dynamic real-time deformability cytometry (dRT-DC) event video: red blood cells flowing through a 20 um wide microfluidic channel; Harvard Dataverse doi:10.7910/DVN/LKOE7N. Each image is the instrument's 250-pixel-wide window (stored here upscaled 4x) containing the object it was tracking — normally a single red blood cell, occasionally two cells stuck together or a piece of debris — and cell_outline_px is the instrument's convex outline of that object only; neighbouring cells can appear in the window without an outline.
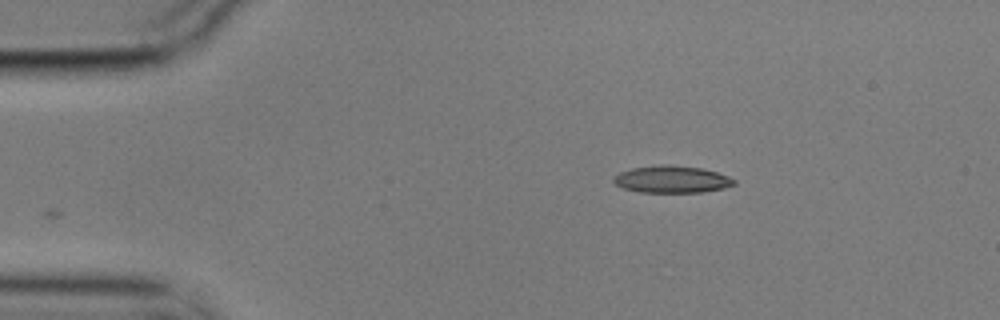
{"species": "common noctule bat (a hibernating species)", "species_latin": "Nyctalus noctula", "temperature_condition": "cold", "stored_images_in_passage": 36, "camera_frame_rate_fps": 3000, "um_per_image_px": 0.085, "animal": {"sex": "male", "body_mass_g": 17.9}, "frame": {"image": 1, "passage_image": 1, "time_ms": 0.0, "image_size_px": [1000, 320], "cell_outline_px": [[736, 184], [724, 188], [704, 192], [640, 192], [624, 188], [616, 184], [612, 180], [612, 176], [620, 172], [632, 168], [660, 164], [700, 168], [716, 172], [728, 176], [736, 180]], "centroid_in_image_um": [57.09, 15.24], "position_along_channel_um": 27.9, "area_um2": 18.96}}
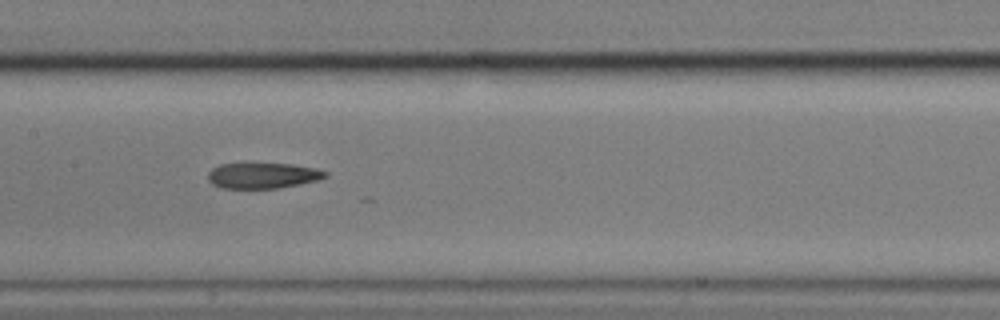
{"frame": {"image": 2, "passage_image": 19, "time_ms": 6.0, "image_size_px": [1000, 320], "cell_outline_px": [[328, 176], [320, 180], [280, 188], [220, 188], [212, 184], [208, 180], [208, 172], [212, 168], [220, 164], [292, 164], [316, 168], [328, 172]], "centroid_in_image_um": [22.36, 14.93], "position_along_channel_um": 185.0, "area_um2": 17.63}}
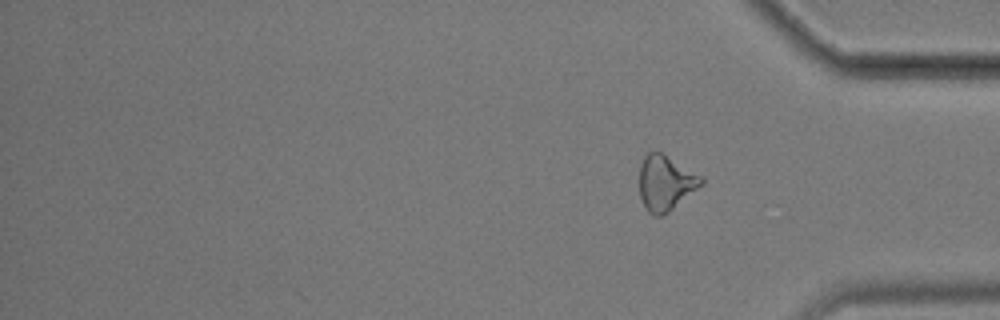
{"frame": {"image": 3, "passage_image": 36, "time_ms": 11.667, "image_size_px": [1000, 320], "cell_outline_px": [[704, 184], [664, 216], [652, 216], [644, 208], [640, 196], [640, 164], [644, 156], [648, 152], [660, 152], [704, 176]], "centroid_in_image_um": [56.59, 15.57], "position_along_channel_um": 378.6, "area_um2": 20.23}, "authors_computed_cell_mechanics": {"area_um2": 18.8139, "velocity_mm_per_s": 3.5417, "shape_relaxation_time_tau1_ms": null, "shape_relaxation_time_tau2_ms": 7.4971, "deformation_change_tau1": null, "deformation_change_tau2": 0.1933}}